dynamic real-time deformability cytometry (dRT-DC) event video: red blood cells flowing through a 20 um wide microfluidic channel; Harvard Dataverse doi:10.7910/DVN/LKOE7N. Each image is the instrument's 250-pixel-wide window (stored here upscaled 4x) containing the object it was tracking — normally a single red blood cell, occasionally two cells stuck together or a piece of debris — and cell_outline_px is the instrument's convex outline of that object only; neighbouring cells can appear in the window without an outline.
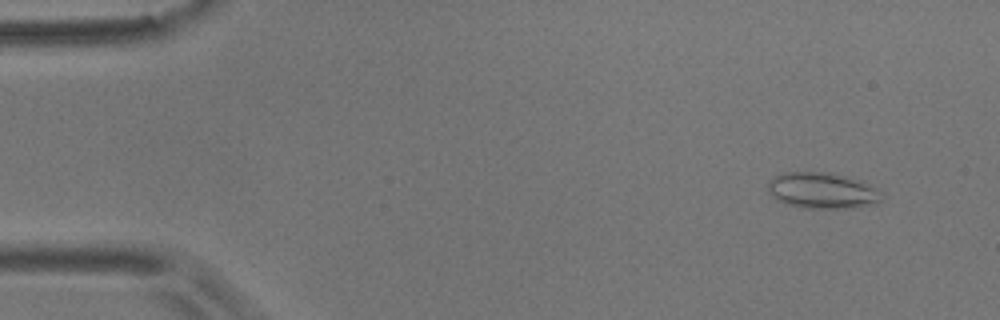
{"species": "common noctule bat (a hibernating species)", "species_latin": "Nyctalus noctula", "temperature_condition": "room temperature", "stored_images_in_passage": 57, "camera_frame_rate_fps": 3000, "um_per_image_px": 0.085, "animal": {"sex": "male", "body_mass_g": 17.9}, "frame": {"image": 1, "passage_image": 5, "time_ms": 1.333, "image_size_px": [1000, 320], "cell_outline_px": [[884, 200], [876, 204], [860, 208], [804, 208], [788, 204], [776, 200], [768, 192], [768, 180], [784, 172], [828, 172], [848, 176], [860, 180], [876, 188], [884, 196]], "centroid_in_image_um": [69.94, 16.21], "position_along_channel_um": 15.1, "area_um2": 24.33}}
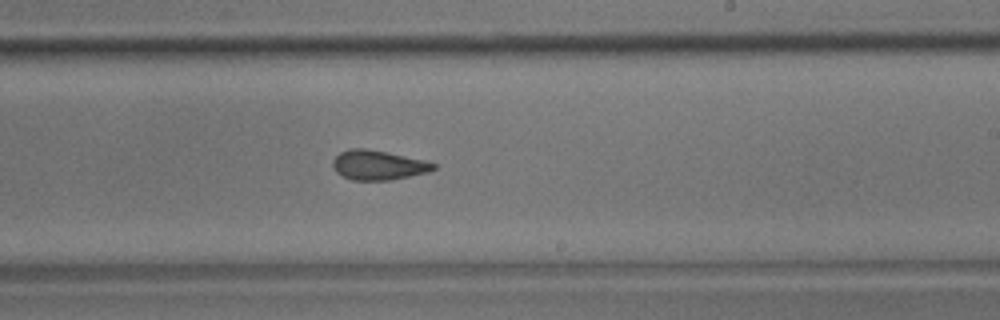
{"frame": {"image": 2, "passage_image": 34, "time_ms": 11.0, "image_size_px": [1000, 320], "cell_outline_px": [[436, 168], [428, 172], [388, 180], [352, 180], [336, 172], [332, 164], [332, 160], [340, 152], [348, 148], [364, 148], [424, 160], [436, 164]], "centroid_in_image_um": [32.11, 14.03], "position_along_channel_um": 256.9, "area_um2": 17.11}}
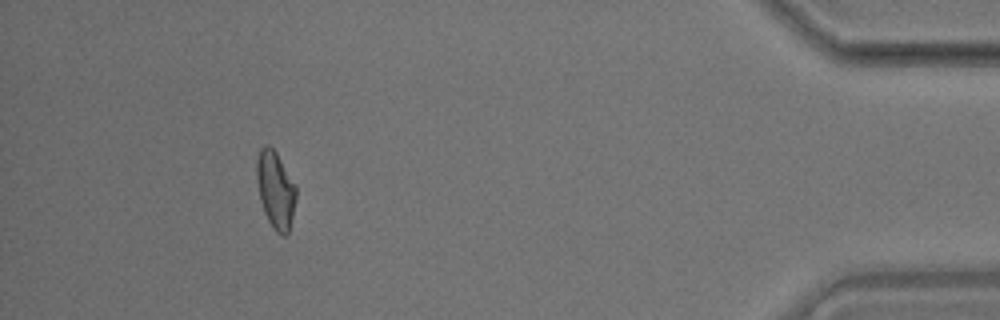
{"frame": {"image": 3, "passage_image": 52, "time_ms": 17.0, "image_size_px": [1000, 320], "cell_outline_px": [[296, 200], [288, 232], [284, 236], [276, 232], [268, 220], [264, 212], [260, 200], [256, 180], [256, 160], [260, 148], [264, 144], [268, 144], [276, 152], [296, 184]], "centroid_in_image_um": [23.41, 16.09], "position_along_channel_um": 411.8, "area_um2": 17.86}, "authors_computed_cell_mechanics": {"area_um2": 17.7446, "velocity_mm_per_s": 3.5698, "shape_relaxation_time_tau1_ms": null, "shape_relaxation_time_tau2_ms": 1.1822, "deformation_change_tau1": null, "deformation_change_tau2": 0.0803}}